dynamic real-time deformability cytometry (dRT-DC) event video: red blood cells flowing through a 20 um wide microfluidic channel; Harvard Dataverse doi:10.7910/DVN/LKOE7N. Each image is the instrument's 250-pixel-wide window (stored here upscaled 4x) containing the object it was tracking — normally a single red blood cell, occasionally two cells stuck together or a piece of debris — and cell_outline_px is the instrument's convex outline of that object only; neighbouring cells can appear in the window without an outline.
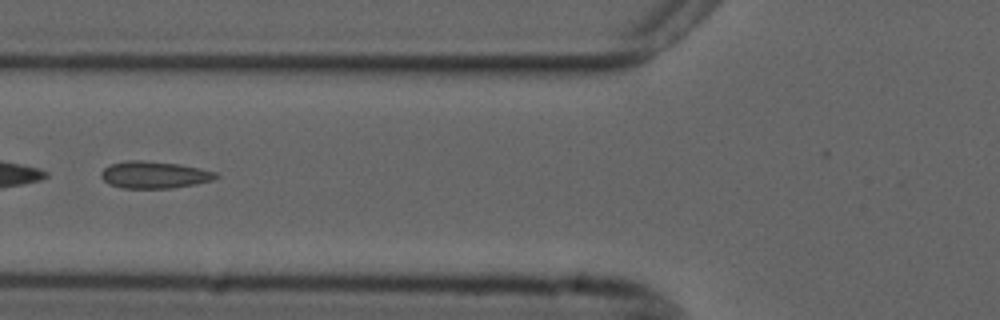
{"species": "common noctule bat (a hibernating species)", "species_latin": "Nyctalus noctula", "temperature_condition": "cold", "stored_images_in_passage": 21, "camera_frame_rate_fps": 3000, "um_per_image_px": 0.085, "animal": {"sex": "male", "forearm_length_mm": 52.5}, "frame": {"image": 1, "passage_image": 12, "time_ms": 3.667, "image_size_px": [1000, 320], "cell_outline_px": [[220, 176], [212, 180], [196, 184], [172, 188], [120, 188], [108, 184], [100, 176], [100, 172], [104, 168], [112, 164], [128, 160], [140, 160], [180, 164], [200, 168], [216, 172]], "centroid_in_image_um": [13.11, 14.86], "position_along_channel_um": 112.7, "area_um2": 18.15}}
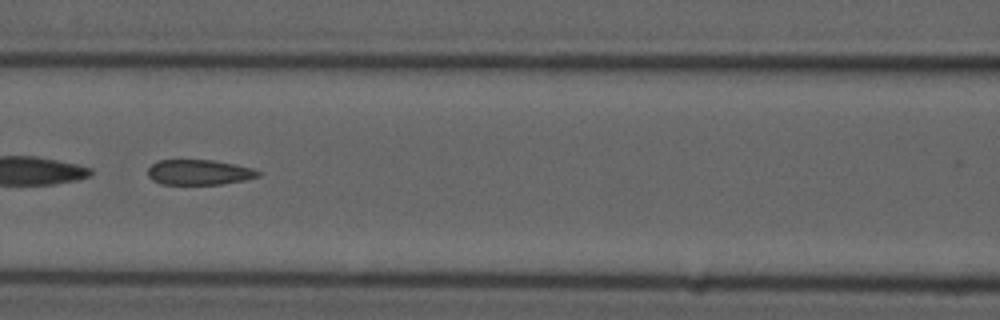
{"frame": {"image": 2, "passage_image": 15, "time_ms": 4.667, "image_size_px": [1000, 320], "cell_outline_px": [[264, 172], [260, 176], [244, 180], [220, 184], [160, 184], [152, 180], [148, 176], [148, 168], [152, 164], [160, 160], [212, 160], [236, 164], [252, 168]], "centroid_in_image_um": [16.95, 14.64], "position_along_channel_um": 149.7, "area_um2": 16.3}}